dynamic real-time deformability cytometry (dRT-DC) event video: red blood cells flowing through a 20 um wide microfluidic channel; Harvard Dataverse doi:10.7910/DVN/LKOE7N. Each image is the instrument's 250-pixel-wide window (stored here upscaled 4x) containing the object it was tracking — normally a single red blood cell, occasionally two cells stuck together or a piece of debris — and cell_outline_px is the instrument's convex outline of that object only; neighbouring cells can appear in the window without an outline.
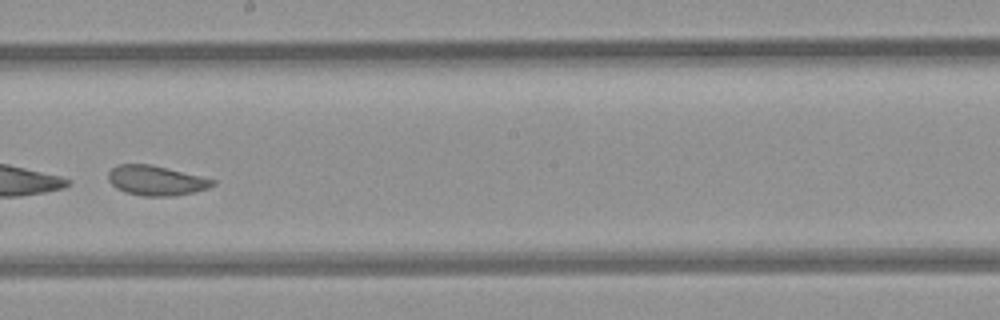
{"species": "common noctule bat (a hibernating species)", "species_latin": "Nyctalus noctula", "temperature_condition": "room temperature", "stored_images_in_passage": 9, "camera_frame_rate_fps": 3000, "um_per_image_px": 0.085, "animal": {"sex": "female", "body_mass_g": 21.9}, "frame": {"image": 1, "passage_image": 8, "time_ms": 2.333, "image_size_px": [1000, 320], "cell_outline_px": [[216, 184], [208, 188], [196, 192], [172, 196], [144, 196], [124, 192], [116, 188], [108, 180], [108, 172], [116, 164], [152, 164], [216, 180]], "centroid_in_image_um": [13.26, 15.34], "position_along_channel_um": 234.9, "area_um2": 18.26}}
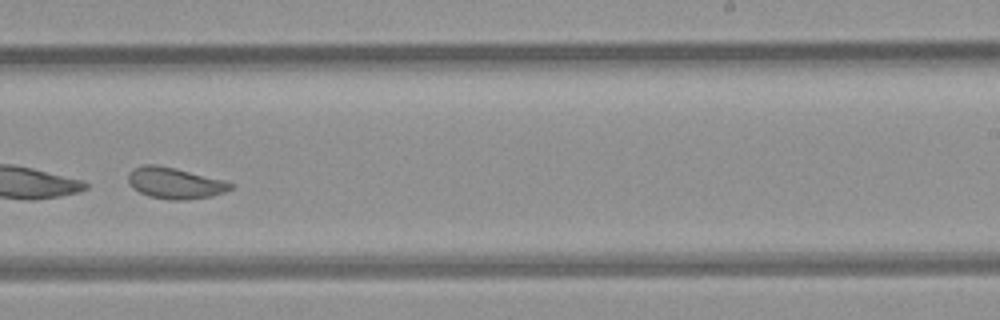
{"frame": {"image": 2, "passage_image": 9, "time_ms": 2.667, "image_size_px": [1000, 320], "cell_outline_px": [[236, 184], [232, 188], [224, 192], [212, 196], [184, 200], [168, 200], [148, 196], [132, 188], [128, 180], [128, 172], [132, 168], [144, 164], [156, 164], [176, 168], [224, 180]], "centroid_in_image_um": [14.85, 15.56], "position_along_channel_um": 274.1, "area_um2": 18.84}}